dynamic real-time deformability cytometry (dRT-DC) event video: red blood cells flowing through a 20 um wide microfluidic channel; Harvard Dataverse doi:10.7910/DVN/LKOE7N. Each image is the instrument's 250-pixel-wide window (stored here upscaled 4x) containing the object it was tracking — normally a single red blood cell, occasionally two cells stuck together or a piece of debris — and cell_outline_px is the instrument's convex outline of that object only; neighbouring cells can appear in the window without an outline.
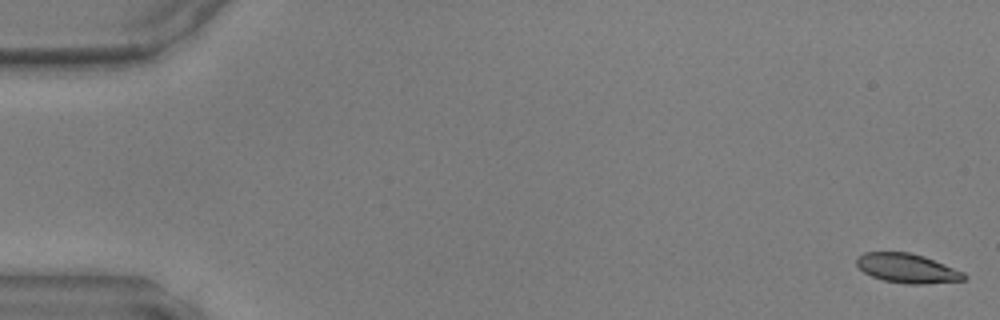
{"species": "common noctule bat (a hibernating species)", "species_latin": "Nyctalus noctula", "temperature_condition": "warm", "stored_images_in_passage": 46, "camera_frame_rate_fps": 3000, "um_per_image_px": 0.085, "animal": {"sex": "male", "body_mass_g": 17.9, "forearm_length_mm": 54.2}, "frame": {"image": 1, "passage_image": 1, "time_ms": 0.0, "image_size_px": [1000, 320], "cell_outline_px": [[968, 276], [964, 280], [924, 284], [908, 284], [884, 280], [872, 276], [864, 272], [856, 264], [856, 260], [864, 252], [908, 252], [924, 256], [964, 272]], "centroid_in_image_um": [77.13, 22.8], "position_along_channel_um": 7.9, "area_um2": 18.21}}
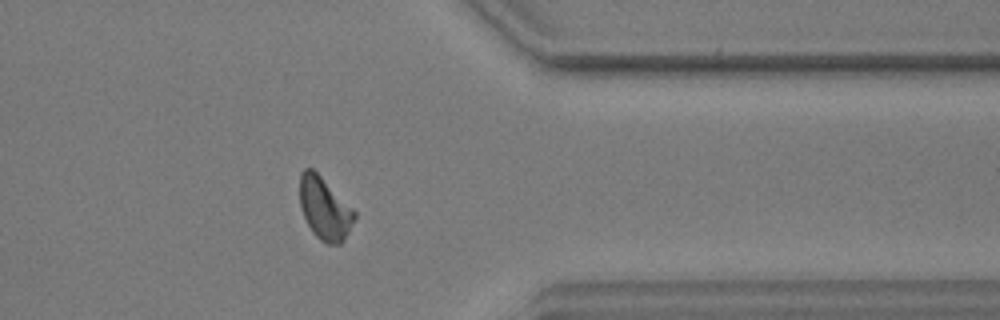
{"frame": {"image": 2, "passage_image": 39, "time_ms": 12.667, "image_size_px": [1000, 320], "cell_outline_px": [[356, 216], [344, 240], [340, 244], [328, 244], [320, 240], [312, 232], [300, 208], [300, 176], [304, 168], [312, 168], [356, 212]], "centroid_in_image_um": [27.58, 17.74], "position_along_channel_um": 383.8, "area_um2": 19.54}}
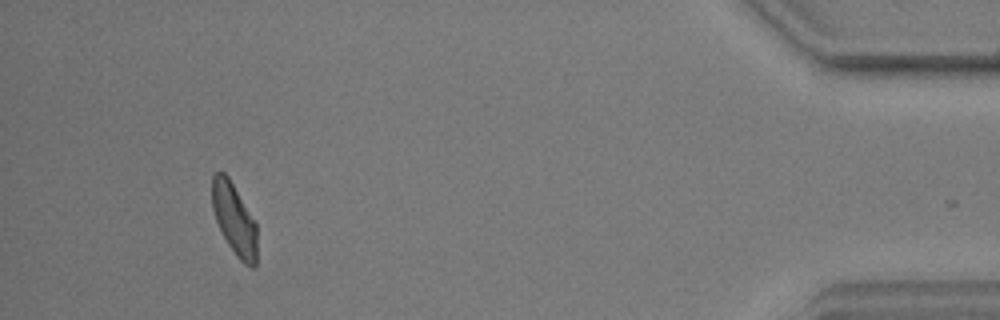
{"frame": {"image": 3, "passage_image": 45, "time_ms": 14.667, "image_size_px": [1000, 320], "cell_outline_px": [[256, 264], [252, 268], [244, 264], [236, 256], [228, 244], [216, 220], [212, 208], [212, 176], [216, 172], [224, 172], [228, 176], [256, 224]], "centroid_in_image_um": [19.9, 18.63], "position_along_channel_um": 415.3, "area_um2": 18.38}}